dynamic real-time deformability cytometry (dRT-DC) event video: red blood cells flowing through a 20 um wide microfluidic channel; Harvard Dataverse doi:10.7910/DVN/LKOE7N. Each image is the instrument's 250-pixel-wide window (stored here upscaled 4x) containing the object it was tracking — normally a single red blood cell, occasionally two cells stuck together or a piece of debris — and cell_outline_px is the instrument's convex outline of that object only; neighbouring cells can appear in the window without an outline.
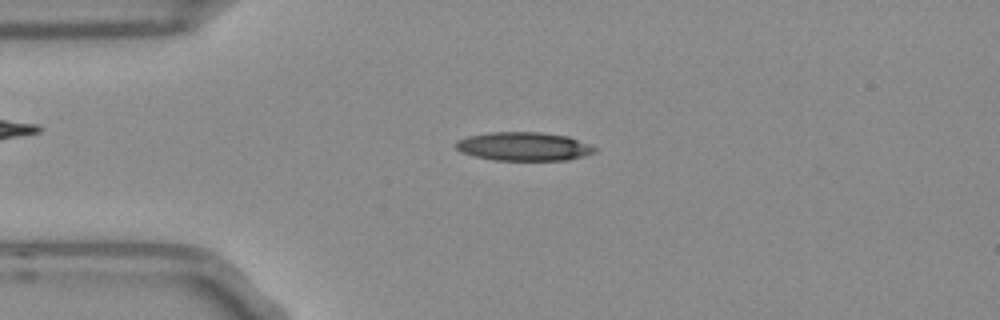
{"species": "Egyptian fruit bat (a non-hibernating species)", "species_latin": "Rousettus aegyptiacus", "temperature_condition": "room temperature", "stored_images_in_passage": 45, "camera_frame_rate_fps": 3000, "um_per_image_px": 0.085, "frame": {"image": 1, "passage_image": 11, "time_ms": 3.333, "image_size_px": [1000, 320], "cell_outline_px": [[596, 152], [584, 156], [568, 160], [492, 160], [460, 152], [452, 144], [456, 140], [468, 136], [488, 132], [540, 132], [568, 136], [596, 148]], "centroid_in_image_um": [44.47, 12.44], "position_along_channel_um": 40.5, "area_um2": 23.24}}
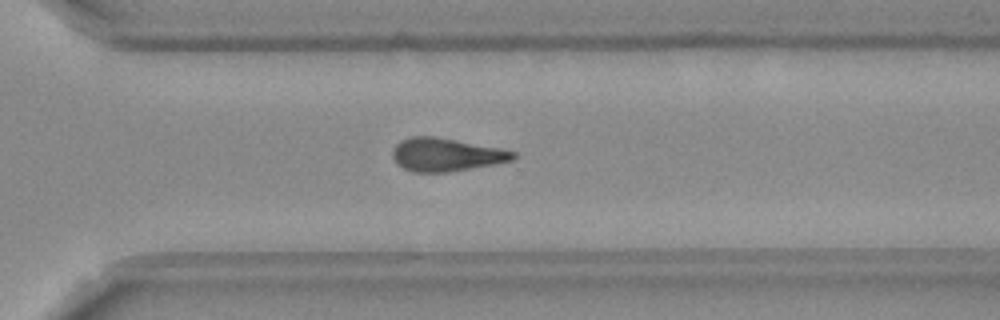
{"frame": {"image": 2, "passage_image": 36, "time_ms": 11.667, "image_size_px": [1000, 320], "cell_outline_px": [[516, 156], [512, 160], [496, 164], [448, 172], [412, 172], [396, 164], [392, 156], [392, 152], [396, 144], [400, 140], [412, 136], [436, 136], [500, 148], [516, 152]], "centroid_in_image_um": [37.9, 13.14], "position_along_channel_um": 332.7, "area_um2": 23.41}}
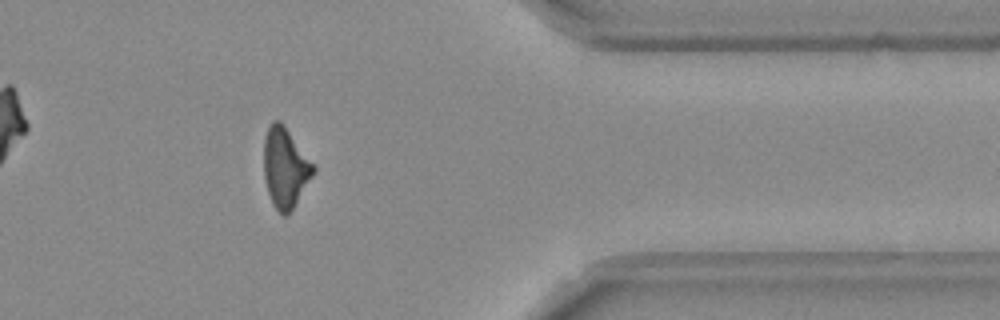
{"frame": {"image": 3, "passage_image": 42, "time_ms": 13.667, "image_size_px": [1000, 320], "cell_outline_px": [[316, 168], [312, 176], [288, 216], [284, 216], [272, 204], [268, 192], [264, 176], [264, 136], [272, 120], [280, 120], [284, 124]], "centroid_in_image_um": [24.22, 14.24], "position_along_channel_um": 387.2, "area_um2": 22.83}, "authors_computed_cell_mechanics": {"area_um2": 23.1778, "velocity_mm_per_s": 3.7687, "shape_relaxation_time_tau1_ms": 5.6074, "shape_relaxation_time_tau2_ms": 9.2558, "deformation_change_tau1": 0.1937, "deformation_change_tau2": 0.2503}}